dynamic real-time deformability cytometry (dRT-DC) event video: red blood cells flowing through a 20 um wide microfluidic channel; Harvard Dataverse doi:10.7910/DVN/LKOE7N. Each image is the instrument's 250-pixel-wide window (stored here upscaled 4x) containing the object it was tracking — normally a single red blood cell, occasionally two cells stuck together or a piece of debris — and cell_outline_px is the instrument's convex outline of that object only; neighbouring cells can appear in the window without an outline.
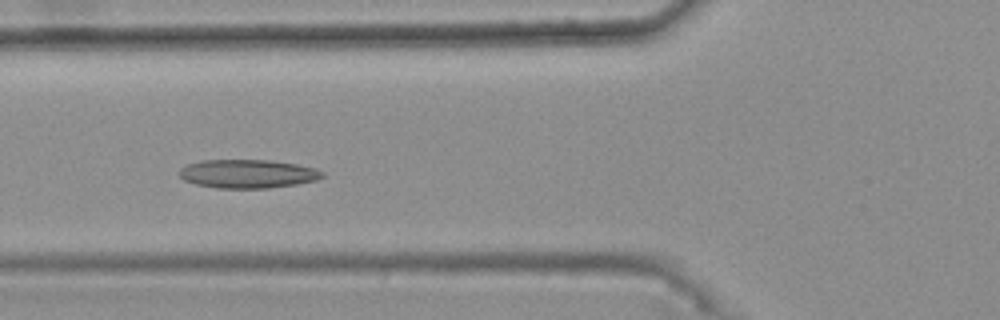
{"species": "common noctule bat (a hibernating species)", "species_latin": "Nyctalus noctula", "temperature_condition": "warm", "stored_images_in_passage": 45, "camera_frame_rate_fps": 3000, "um_per_image_px": 0.085, "animal": {"sex": "female", "body_mass_g": 25.1}, "frame": {"image": 1, "passage_image": 20, "time_ms": 6.333, "image_size_px": [1000, 320], "cell_outline_px": [[324, 176], [316, 180], [296, 184], [268, 188], [216, 188], [196, 184], [184, 180], [180, 176], [180, 168], [188, 164], [204, 160], [268, 160], [296, 164], [316, 168], [324, 172]], "centroid_in_image_um": [21.07, 14.77], "position_along_channel_um": 104.7, "area_um2": 23.76}}
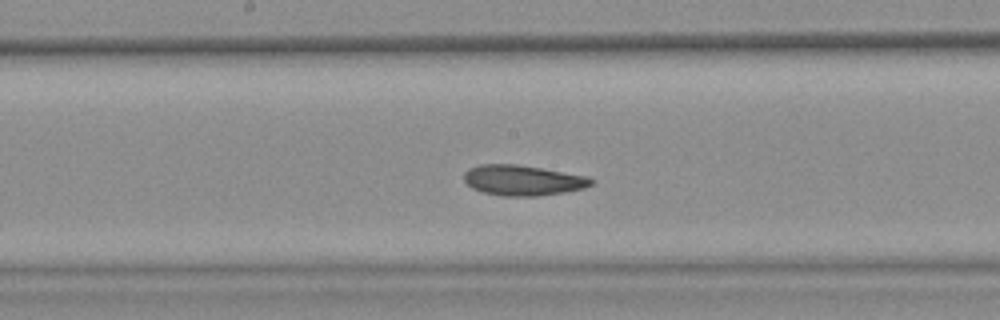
{"frame": {"image": 2, "passage_image": 28, "time_ms": 9.0, "image_size_px": [1000, 320], "cell_outline_px": [[596, 180], [592, 184], [584, 188], [564, 192], [536, 196], [500, 196], [484, 192], [472, 188], [464, 180], [464, 172], [468, 168], [480, 164], [516, 164], [588, 176]], "centroid_in_image_um": [44.43, 15.32], "position_along_channel_um": 203.8, "area_um2": 22.54}}
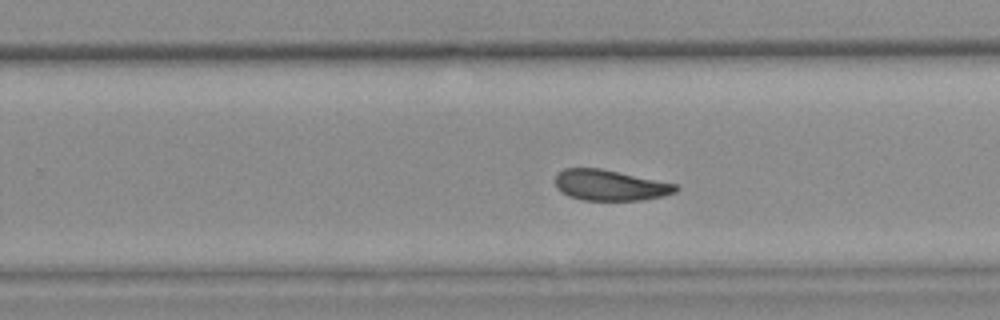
{"frame": {"image": 3, "passage_image": 34, "time_ms": 11.0, "image_size_px": [1000, 320], "cell_outline_px": [[680, 188], [676, 192], [664, 196], [644, 200], [584, 200], [568, 196], [560, 192], [556, 188], [556, 176], [564, 168], [600, 168], [676, 184]], "centroid_in_image_um": [51.86, 15.75], "position_along_channel_um": 277.9, "area_um2": 21.56}, "authors_computed_cell_mechanics": {"area_um2": 23.6402, "velocity_mm_per_s": 3.7137, "shape_relaxation_time_tau1_ms": 8.6035, "shape_relaxation_time_tau2_ms": 5.2502, "deformation_change_tau1": 0.1645, "deformation_change_tau2": 0.1074}}